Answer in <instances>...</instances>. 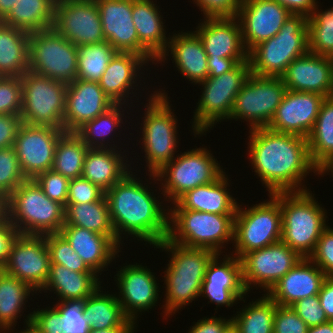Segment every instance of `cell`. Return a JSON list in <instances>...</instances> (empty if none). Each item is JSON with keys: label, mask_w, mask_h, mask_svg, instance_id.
I'll return each instance as SVG.
<instances>
[{"label": "cell", "mask_w": 333, "mask_h": 333, "mask_svg": "<svg viewBox=\"0 0 333 333\" xmlns=\"http://www.w3.org/2000/svg\"><path fill=\"white\" fill-rule=\"evenodd\" d=\"M249 131L248 158L268 195L309 190L302 180L310 172L317 175V167L310 158L306 138L267 127Z\"/></svg>", "instance_id": "cell-1"}, {"label": "cell", "mask_w": 333, "mask_h": 333, "mask_svg": "<svg viewBox=\"0 0 333 333\" xmlns=\"http://www.w3.org/2000/svg\"><path fill=\"white\" fill-rule=\"evenodd\" d=\"M136 175L128 172L105 192L110 218L121 245L122 235L127 234L126 238L132 235L155 247L168 237L169 208L164 209V201L159 202V196L156 199L154 191Z\"/></svg>", "instance_id": "cell-2"}, {"label": "cell", "mask_w": 333, "mask_h": 333, "mask_svg": "<svg viewBox=\"0 0 333 333\" xmlns=\"http://www.w3.org/2000/svg\"><path fill=\"white\" fill-rule=\"evenodd\" d=\"M154 248L168 251L171 255L164 271L165 305L164 318L189 305L200 297L206 269L215 252L206 248H190L174 244L167 238Z\"/></svg>", "instance_id": "cell-3"}, {"label": "cell", "mask_w": 333, "mask_h": 333, "mask_svg": "<svg viewBox=\"0 0 333 333\" xmlns=\"http://www.w3.org/2000/svg\"><path fill=\"white\" fill-rule=\"evenodd\" d=\"M311 192H280L281 241L303 258L312 255L322 231L328 226L327 210L317 203Z\"/></svg>", "instance_id": "cell-4"}, {"label": "cell", "mask_w": 333, "mask_h": 333, "mask_svg": "<svg viewBox=\"0 0 333 333\" xmlns=\"http://www.w3.org/2000/svg\"><path fill=\"white\" fill-rule=\"evenodd\" d=\"M7 219L23 235L60 233L65 207L48 198L34 179L21 183L6 199Z\"/></svg>", "instance_id": "cell-5"}, {"label": "cell", "mask_w": 333, "mask_h": 333, "mask_svg": "<svg viewBox=\"0 0 333 333\" xmlns=\"http://www.w3.org/2000/svg\"><path fill=\"white\" fill-rule=\"evenodd\" d=\"M309 52L308 17L291 14L279 32L248 52L254 75L281 77L289 64Z\"/></svg>", "instance_id": "cell-6"}, {"label": "cell", "mask_w": 333, "mask_h": 333, "mask_svg": "<svg viewBox=\"0 0 333 333\" xmlns=\"http://www.w3.org/2000/svg\"><path fill=\"white\" fill-rule=\"evenodd\" d=\"M159 90V91H158ZM154 91L145 103L142 130V145L148 174L155 175L175 158L178 147V123L166 90ZM164 91V92H163Z\"/></svg>", "instance_id": "cell-7"}, {"label": "cell", "mask_w": 333, "mask_h": 333, "mask_svg": "<svg viewBox=\"0 0 333 333\" xmlns=\"http://www.w3.org/2000/svg\"><path fill=\"white\" fill-rule=\"evenodd\" d=\"M235 215L195 210H169L167 239L174 244L190 248H206L221 255L224 244H228V241L234 242Z\"/></svg>", "instance_id": "cell-8"}, {"label": "cell", "mask_w": 333, "mask_h": 333, "mask_svg": "<svg viewBox=\"0 0 333 333\" xmlns=\"http://www.w3.org/2000/svg\"><path fill=\"white\" fill-rule=\"evenodd\" d=\"M269 198L248 208L238 205L234 218L235 251L231 255L241 259L248 252L281 241L280 193L270 194Z\"/></svg>", "instance_id": "cell-9"}, {"label": "cell", "mask_w": 333, "mask_h": 333, "mask_svg": "<svg viewBox=\"0 0 333 333\" xmlns=\"http://www.w3.org/2000/svg\"><path fill=\"white\" fill-rule=\"evenodd\" d=\"M210 152L204 147L190 149L176 155L155 175L148 174L154 183L160 181V194L166 195L165 201L170 200L173 204L189 190L214 182L224 172Z\"/></svg>", "instance_id": "cell-10"}, {"label": "cell", "mask_w": 333, "mask_h": 333, "mask_svg": "<svg viewBox=\"0 0 333 333\" xmlns=\"http://www.w3.org/2000/svg\"><path fill=\"white\" fill-rule=\"evenodd\" d=\"M250 73L249 61H244L231 71L218 77H208L199 84L203 90L192 118L195 137L205 134L214 125L216 126L217 122L227 121L235 98Z\"/></svg>", "instance_id": "cell-11"}, {"label": "cell", "mask_w": 333, "mask_h": 333, "mask_svg": "<svg viewBox=\"0 0 333 333\" xmlns=\"http://www.w3.org/2000/svg\"><path fill=\"white\" fill-rule=\"evenodd\" d=\"M23 124L64 129L67 84L28 70L21 76Z\"/></svg>", "instance_id": "cell-12"}, {"label": "cell", "mask_w": 333, "mask_h": 333, "mask_svg": "<svg viewBox=\"0 0 333 333\" xmlns=\"http://www.w3.org/2000/svg\"><path fill=\"white\" fill-rule=\"evenodd\" d=\"M29 70L69 84L77 78L78 46L53 27L30 33Z\"/></svg>", "instance_id": "cell-13"}, {"label": "cell", "mask_w": 333, "mask_h": 333, "mask_svg": "<svg viewBox=\"0 0 333 333\" xmlns=\"http://www.w3.org/2000/svg\"><path fill=\"white\" fill-rule=\"evenodd\" d=\"M287 88L281 77L250 73L238 92L228 120H245L251 129L266 128Z\"/></svg>", "instance_id": "cell-14"}, {"label": "cell", "mask_w": 333, "mask_h": 333, "mask_svg": "<svg viewBox=\"0 0 333 333\" xmlns=\"http://www.w3.org/2000/svg\"><path fill=\"white\" fill-rule=\"evenodd\" d=\"M302 258L282 241L246 253L240 259L246 292L257 286L268 292Z\"/></svg>", "instance_id": "cell-15"}, {"label": "cell", "mask_w": 333, "mask_h": 333, "mask_svg": "<svg viewBox=\"0 0 333 333\" xmlns=\"http://www.w3.org/2000/svg\"><path fill=\"white\" fill-rule=\"evenodd\" d=\"M52 27L76 46L106 41L95 0H55Z\"/></svg>", "instance_id": "cell-16"}, {"label": "cell", "mask_w": 333, "mask_h": 333, "mask_svg": "<svg viewBox=\"0 0 333 333\" xmlns=\"http://www.w3.org/2000/svg\"><path fill=\"white\" fill-rule=\"evenodd\" d=\"M50 269L45 235L19 234L13 242L4 272L27 283L37 294L44 287Z\"/></svg>", "instance_id": "cell-17"}, {"label": "cell", "mask_w": 333, "mask_h": 333, "mask_svg": "<svg viewBox=\"0 0 333 333\" xmlns=\"http://www.w3.org/2000/svg\"><path fill=\"white\" fill-rule=\"evenodd\" d=\"M64 129L21 124L14 149L26 179H35L52 168L55 149Z\"/></svg>", "instance_id": "cell-18"}, {"label": "cell", "mask_w": 333, "mask_h": 333, "mask_svg": "<svg viewBox=\"0 0 333 333\" xmlns=\"http://www.w3.org/2000/svg\"><path fill=\"white\" fill-rule=\"evenodd\" d=\"M291 14L275 0H241L236 17L246 51L274 37Z\"/></svg>", "instance_id": "cell-19"}, {"label": "cell", "mask_w": 333, "mask_h": 333, "mask_svg": "<svg viewBox=\"0 0 333 333\" xmlns=\"http://www.w3.org/2000/svg\"><path fill=\"white\" fill-rule=\"evenodd\" d=\"M126 265L116 271L115 281L119 292L117 299L121 304L125 316L135 325L137 322L138 312L148 311L159 301V283L155 274L146 266L141 264ZM122 296V297H121ZM138 314V315H137Z\"/></svg>", "instance_id": "cell-20"}, {"label": "cell", "mask_w": 333, "mask_h": 333, "mask_svg": "<svg viewBox=\"0 0 333 333\" xmlns=\"http://www.w3.org/2000/svg\"><path fill=\"white\" fill-rule=\"evenodd\" d=\"M102 23L105 40L118 52H132L148 62L156 60L139 44L132 21L133 0H95Z\"/></svg>", "instance_id": "cell-21"}, {"label": "cell", "mask_w": 333, "mask_h": 333, "mask_svg": "<svg viewBox=\"0 0 333 333\" xmlns=\"http://www.w3.org/2000/svg\"><path fill=\"white\" fill-rule=\"evenodd\" d=\"M325 98L318 93L286 90L267 128L307 139Z\"/></svg>", "instance_id": "cell-22"}, {"label": "cell", "mask_w": 333, "mask_h": 333, "mask_svg": "<svg viewBox=\"0 0 333 333\" xmlns=\"http://www.w3.org/2000/svg\"><path fill=\"white\" fill-rule=\"evenodd\" d=\"M114 104L98 82L76 78L67 84L64 131L76 132L86 122L104 113Z\"/></svg>", "instance_id": "cell-23"}, {"label": "cell", "mask_w": 333, "mask_h": 333, "mask_svg": "<svg viewBox=\"0 0 333 333\" xmlns=\"http://www.w3.org/2000/svg\"><path fill=\"white\" fill-rule=\"evenodd\" d=\"M287 90L333 96V57L312 54L292 61L281 76Z\"/></svg>", "instance_id": "cell-24"}, {"label": "cell", "mask_w": 333, "mask_h": 333, "mask_svg": "<svg viewBox=\"0 0 333 333\" xmlns=\"http://www.w3.org/2000/svg\"><path fill=\"white\" fill-rule=\"evenodd\" d=\"M196 29L208 58H248L237 17L204 18Z\"/></svg>", "instance_id": "cell-25"}, {"label": "cell", "mask_w": 333, "mask_h": 333, "mask_svg": "<svg viewBox=\"0 0 333 333\" xmlns=\"http://www.w3.org/2000/svg\"><path fill=\"white\" fill-rule=\"evenodd\" d=\"M326 274L309 258H302L266 292L280 306L319 294Z\"/></svg>", "instance_id": "cell-26"}, {"label": "cell", "mask_w": 333, "mask_h": 333, "mask_svg": "<svg viewBox=\"0 0 333 333\" xmlns=\"http://www.w3.org/2000/svg\"><path fill=\"white\" fill-rule=\"evenodd\" d=\"M60 234L97 275H101L100 272L107 268L116 256L119 257L121 246L114 236H105L73 225H63Z\"/></svg>", "instance_id": "cell-27"}, {"label": "cell", "mask_w": 333, "mask_h": 333, "mask_svg": "<svg viewBox=\"0 0 333 333\" xmlns=\"http://www.w3.org/2000/svg\"><path fill=\"white\" fill-rule=\"evenodd\" d=\"M147 64L149 62L139 54L117 52L102 74L101 80L98 82L99 86L115 104L128 106L129 98L132 97L129 95L134 94L133 90L136 89L134 87L138 86L137 81L143 74V72L140 73V70ZM131 89L132 92H130Z\"/></svg>", "instance_id": "cell-28"}, {"label": "cell", "mask_w": 333, "mask_h": 333, "mask_svg": "<svg viewBox=\"0 0 333 333\" xmlns=\"http://www.w3.org/2000/svg\"><path fill=\"white\" fill-rule=\"evenodd\" d=\"M169 44L166 52L156 63H164L166 56H172V61L181 72L182 77L200 84L208 78L207 54L204 50L200 37L193 31L174 33L169 35ZM169 50V51H168ZM160 61V62H159Z\"/></svg>", "instance_id": "cell-29"}, {"label": "cell", "mask_w": 333, "mask_h": 333, "mask_svg": "<svg viewBox=\"0 0 333 333\" xmlns=\"http://www.w3.org/2000/svg\"><path fill=\"white\" fill-rule=\"evenodd\" d=\"M228 176L223 172L214 182L183 194L169 210H195L215 214H236L239 203L230 195Z\"/></svg>", "instance_id": "cell-30"}, {"label": "cell", "mask_w": 333, "mask_h": 333, "mask_svg": "<svg viewBox=\"0 0 333 333\" xmlns=\"http://www.w3.org/2000/svg\"><path fill=\"white\" fill-rule=\"evenodd\" d=\"M125 152L128 150L121 152L114 148H89L85 155L81 177L106 192L133 168L129 165L130 161Z\"/></svg>", "instance_id": "cell-31"}, {"label": "cell", "mask_w": 333, "mask_h": 333, "mask_svg": "<svg viewBox=\"0 0 333 333\" xmlns=\"http://www.w3.org/2000/svg\"><path fill=\"white\" fill-rule=\"evenodd\" d=\"M153 0H133L132 21L136 28L139 44L158 60L167 49L169 37L163 18Z\"/></svg>", "instance_id": "cell-32"}, {"label": "cell", "mask_w": 333, "mask_h": 333, "mask_svg": "<svg viewBox=\"0 0 333 333\" xmlns=\"http://www.w3.org/2000/svg\"><path fill=\"white\" fill-rule=\"evenodd\" d=\"M99 279L95 272H76L50 263L48 279L40 291H53L58 301L85 299L101 285Z\"/></svg>", "instance_id": "cell-33"}, {"label": "cell", "mask_w": 333, "mask_h": 333, "mask_svg": "<svg viewBox=\"0 0 333 333\" xmlns=\"http://www.w3.org/2000/svg\"><path fill=\"white\" fill-rule=\"evenodd\" d=\"M29 36L0 21V76L21 77L29 70Z\"/></svg>", "instance_id": "cell-34"}, {"label": "cell", "mask_w": 333, "mask_h": 333, "mask_svg": "<svg viewBox=\"0 0 333 333\" xmlns=\"http://www.w3.org/2000/svg\"><path fill=\"white\" fill-rule=\"evenodd\" d=\"M101 288L103 287L100 285L90 296L84 299L83 311L90 329L136 327L125 316L117 295L108 294V291L104 294Z\"/></svg>", "instance_id": "cell-35"}, {"label": "cell", "mask_w": 333, "mask_h": 333, "mask_svg": "<svg viewBox=\"0 0 333 333\" xmlns=\"http://www.w3.org/2000/svg\"><path fill=\"white\" fill-rule=\"evenodd\" d=\"M34 291L27 283L0 269V332L13 331L19 316H23L27 298Z\"/></svg>", "instance_id": "cell-36"}, {"label": "cell", "mask_w": 333, "mask_h": 333, "mask_svg": "<svg viewBox=\"0 0 333 333\" xmlns=\"http://www.w3.org/2000/svg\"><path fill=\"white\" fill-rule=\"evenodd\" d=\"M55 0H18L2 21L28 33L50 29L54 22Z\"/></svg>", "instance_id": "cell-37"}, {"label": "cell", "mask_w": 333, "mask_h": 333, "mask_svg": "<svg viewBox=\"0 0 333 333\" xmlns=\"http://www.w3.org/2000/svg\"><path fill=\"white\" fill-rule=\"evenodd\" d=\"M64 225H73L117 239L105 195L98 201L66 204Z\"/></svg>", "instance_id": "cell-38"}, {"label": "cell", "mask_w": 333, "mask_h": 333, "mask_svg": "<svg viewBox=\"0 0 333 333\" xmlns=\"http://www.w3.org/2000/svg\"><path fill=\"white\" fill-rule=\"evenodd\" d=\"M122 108L123 104H114L110 109H108L104 113L100 114L93 120L86 122L75 133L89 148L120 149L117 147L118 143L116 144H110V143L114 140L113 139L114 134H117L115 132H117L119 128H123L121 125L122 124L124 125L123 119H125L124 118L125 110ZM109 136H111L112 139L111 137L109 138ZM109 140H111V142H109Z\"/></svg>", "instance_id": "cell-39"}, {"label": "cell", "mask_w": 333, "mask_h": 333, "mask_svg": "<svg viewBox=\"0 0 333 333\" xmlns=\"http://www.w3.org/2000/svg\"><path fill=\"white\" fill-rule=\"evenodd\" d=\"M307 143L310 158L317 168L333 157V96L322 102Z\"/></svg>", "instance_id": "cell-40"}, {"label": "cell", "mask_w": 333, "mask_h": 333, "mask_svg": "<svg viewBox=\"0 0 333 333\" xmlns=\"http://www.w3.org/2000/svg\"><path fill=\"white\" fill-rule=\"evenodd\" d=\"M88 149L75 132H64L57 142L51 169L69 180L81 177Z\"/></svg>", "instance_id": "cell-41"}, {"label": "cell", "mask_w": 333, "mask_h": 333, "mask_svg": "<svg viewBox=\"0 0 333 333\" xmlns=\"http://www.w3.org/2000/svg\"><path fill=\"white\" fill-rule=\"evenodd\" d=\"M277 303L267 294L232 316V322L239 333H273L274 317Z\"/></svg>", "instance_id": "cell-42"}, {"label": "cell", "mask_w": 333, "mask_h": 333, "mask_svg": "<svg viewBox=\"0 0 333 333\" xmlns=\"http://www.w3.org/2000/svg\"><path fill=\"white\" fill-rule=\"evenodd\" d=\"M118 51L107 41L78 46L77 78L99 82Z\"/></svg>", "instance_id": "cell-43"}, {"label": "cell", "mask_w": 333, "mask_h": 333, "mask_svg": "<svg viewBox=\"0 0 333 333\" xmlns=\"http://www.w3.org/2000/svg\"><path fill=\"white\" fill-rule=\"evenodd\" d=\"M318 7L308 17L309 52L333 57V7L325 11Z\"/></svg>", "instance_id": "cell-44"}, {"label": "cell", "mask_w": 333, "mask_h": 333, "mask_svg": "<svg viewBox=\"0 0 333 333\" xmlns=\"http://www.w3.org/2000/svg\"><path fill=\"white\" fill-rule=\"evenodd\" d=\"M216 254L209 262L202 285L244 286L242 281V264L236 256L225 255L223 262ZM221 261V262H220Z\"/></svg>", "instance_id": "cell-45"}, {"label": "cell", "mask_w": 333, "mask_h": 333, "mask_svg": "<svg viewBox=\"0 0 333 333\" xmlns=\"http://www.w3.org/2000/svg\"><path fill=\"white\" fill-rule=\"evenodd\" d=\"M45 240L49 250L50 263L65 266L76 272H94L60 233L46 234Z\"/></svg>", "instance_id": "cell-46"}, {"label": "cell", "mask_w": 333, "mask_h": 333, "mask_svg": "<svg viewBox=\"0 0 333 333\" xmlns=\"http://www.w3.org/2000/svg\"><path fill=\"white\" fill-rule=\"evenodd\" d=\"M26 180L14 146L0 149V195L7 199Z\"/></svg>", "instance_id": "cell-47"}, {"label": "cell", "mask_w": 333, "mask_h": 333, "mask_svg": "<svg viewBox=\"0 0 333 333\" xmlns=\"http://www.w3.org/2000/svg\"><path fill=\"white\" fill-rule=\"evenodd\" d=\"M53 305L60 313L63 333H88L90 325L84 315V299L56 301Z\"/></svg>", "instance_id": "cell-48"}, {"label": "cell", "mask_w": 333, "mask_h": 333, "mask_svg": "<svg viewBox=\"0 0 333 333\" xmlns=\"http://www.w3.org/2000/svg\"><path fill=\"white\" fill-rule=\"evenodd\" d=\"M21 109V77L0 76V114L20 115Z\"/></svg>", "instance_id": "cell-49"}, {"label": "cell", "mask_w": 333, "mask_h": 333, "mask_svg": "<svg viewBox=\"0 0 333 333\" xmlns=\"http://www.w3.org/2000/svg\"><path fill=\"white\" fill-rule=\"evenodd\" d=\"M24 321L25 328L34 333H63L60 313L55 307L49 306L41 310L37 308Z\"/></svg>", "instance_id": "cell-50"}, {"label": "cell", "mask_w": 333, "mask_h": 333, "mask_svg": "<svg viewBox=\"0 0 333 333\" xmlns=\"http://www.w3.org/2000/svg\"><path fill=\"white\" fill-rule=\"evenodd\" d=\"M44 194L53 201L66 206L69 179L50 169L40 173L35 179Z\"/></svg>", "instance_id": "cell-51"}, {"label": "cell", "mask_w": 333, "mask_h": 333, "mask_svg": "<svg viewBox=\"0 0 333 333\" xmlns=\"http://www.w3.org/2000/svg\"><path fill=\"white\" fill-rule=\"evenodd\" d=\"M246 294L244 286H217V285H202L200 296L208 298L209 303H216V307L226 306L232 307L237 302L244 301Z\"/></svg>", "instance_id": "cell-52"}, {"label": "cell", "mask_w": 333, "mask_h": 333, "mask_svg": "<svg viewBox=\"0 0 333 333\" xmlns=\"http://www.w3.org/2000/svg\"><path fill=\"white\" fill-rule=\"evenodd\" d=\"M105 192L82 177L70 179L66 204L90 203L100 200Z\"/></svg>", "instance_id": "cell-53"}, {"label": "cell", "mask_w": 333, "mask_h": 333, "mask_svg": "<svg viewBox=\"0 0 333 333\" xmlns=\"http://www.w3.org/2000/svg\"><path fill=\"white\" fill-rule=\"evenodd\" d=\"M309 259L315 263L326 276H333V228L327 226L317 241L316 248Z\"/></svg>", "instance_id": "cell-54"}, {"label": "cell", "mask_w": 333, "mask_h": 333, "mask_svg": "<svg viewBox=\"0 0 333 333\" xmlns=\"http://www.w3.org/2000/svg\"><path fill=\"white\" fill-rule=\"evenodd\" d=\"M291 307L308 327L318 326L329 321L320 305L318 295L297 300Z\"/></svg>", "instance_id": "cell-55"}, {"label": "cell", "mask_w": 333, "mask_h": 333, "mask_svg": "<svg viewBox=\"0 0 333 333\" xmlns=\"http://www.w3.org/2000/svg\"><path fill=\"white\" fill-rule=\"evenodd\" d=\"M308 328L291 306L277 305L273 333H307Z\"/></svg>", "instance_id": "cell-56"}, {"label": "cell", "mask_w": 333, "mask_h": 333, "mask_svg": "<svg viewBox=\"0 0 333 333\" xmlns=\"http://www.w3.org/2000/svg\"><path fill=\"white\" fill-rule=\"evenodd\" d=\"M204 18L236 17L241 0H192Z\"/></svg>", "instance_id": "cell-57"}, {"label": "cell", "mask_w": 333, "mask_h": 333, "mask_svg": "<svg viewBox=\"0 0 333 333\" xmlns=\"http://www.w3.org/2000/svg\"><path fill=\"white\" fill-rule=\"evenodd\" d=\"M21 124L20 115L0 114V149L14 146Z\"/></svg>", "instance_id": "cell-58"}, {"label": "cell", "mask_w": 333, "mask_h": 333, "mask_svg": "<svg viewBox=\"0 0 333 333\" xmlns=\"http://www.w3.org/2000/svg\"><path fill=\"white\" fill-rule=\"evenodd\" d=\"M19 234V231L9 222L7 217L0 222V269L7 262L12 244Z\"/></svg>", "instance_id": "cell-59"}, {"label": "cell", "mask_w": 333, "mask_h": 333, "mask_svg": "<svg viewBox=\"0 0 333 333\" xmlns=\"http://www.w3.org/2000/svg\"><path fill=\"white\" fill-rule=\"evenodd\" d=\"M193 323L188 333H222L232 323V319L213 316L204 317Z\"/></svg>", "instance_id": "cell-60"}, {"label": "cell", "mask_w": 333, "mask_h": 333, "mask_svg": "<svg viewBox=\"0 0 333 333\" xmlns=\"http://www.w3.org/2000/svg\"><path fill=\"white\" fill-rule=\"evenodd\" d=\"M248 61V58H207L208 77H218L223 73L234 69L240 62Z\"/></svg>", "instance_id": "cell-61"}, {"label": "cell", "mask_w": 333, "mask_h": 333, "mask_svg": "<svg viewBox=\"0 0 333 333\" xmlns=\"http://www.w3.org/2000/svg\"><path fill=\"white\" fill-rule=\"evenodd\" d=\"M318 297L326 317L333 321V276L324 279Z\"/></svg>", "instance_id": "cell-62"}, {"label": "cell", "mask_w": 333, "mask_h": 333, "mask_svg": "<svg viewBox=\"0 0 333 333\" xmlns=\"http://www.w3.org/2000/svg\"><path fill=\"white\" fill-rule=\"evenodd\" d=\"M292 14H302L309 17L317 6L316 0H275Z\"/></svg>", "instance_id": "cell-63"}, {"label": "cell", "mask_w": 333, "mask_h": 333, "mask_svg": "<svg viewBox=\"0 0 333 333\" xmlns=\"http://www.w3.org/2000/svg\"><path fill=\"white\" fill-rule=\"evenodd\" d=\"M135 327H112L106 329H90L88 333H134Z\"/></svg>", "instance_id": "cell-64"}, {"label": "cell", "mask_w": 333, "mask_h": 333, "mask_svg": "<svg viewBox=\"0 0 333 333\" xmlns=\"http://www.w3.org/2000/svg\"><path fill=\"white\" fill-rule=\"evenodd\" d=\"M18 0H0V21H3L11 12Z\"/></svg>", "instance_id": "cell-65"}, {"label": "cell", "mask_w": 333, "mask_h": 333, "mask_svg": "<svg viewBox=\"0 0 333 333\" xmlns=\"http://www.w3.org/2000/svg\"><path fill=\"white\" fill-rule=\"evenodd\" d=\"M307 333H333V321L309 327Z\"/></svg>", "instance_id": "cell-66"}, {"label": "cell", "mask_w": 333, "mask_h": 333, "mask_svg": "<svg viewBox=\"0 0 333 333\" xmlns=\"http://www.w3.org/2000/svg\"><path fill=\"white\" fill-rule=\"evenodd\" d=\"M327 172H331L333 177V157L327 159L317 168V175L324 176V174H326Z\"/></svg>", "instance_id": "cell-67"}, {"label": "cell", "mask_w": 333, "mask_h": 333, "mask_svg": "<svg viewBox=\"0 0 333 333\" xmlns=\"http://www.w3.org/2000/svg\"><path fill=\"white\" fill-rule=\"evenodd\" d=\"M7 217L6 199L0 195V222Z\"/></svg>", "instance_id": "cell-68"}, {"label": "cell", "mask_w": 333, "mask_h": 333, "mask_svg": "<svg viewBox=\"0 0 333 333\" xmlns=\"http://www.w3.org/2000/svg\"><path fill=\"white\" fill-rule=\"evenodd\" d=\"M222 333H239L233 322Z\"/></svg>", "instance_id": "cell-69"}, {"label": "cell", "mask_w": 333, "mask_h": 333, "mask_svg": "<svg viewBox=\"0 0 333 333\" xmlns=\"http://www.w3.org/2000/svg\"><path fill=\"white\" fill-rule=\"evenodd\" d=\"M14 333H17V332H14ZM19 333H34L32 332L29 328L28 329H23V331H19Z\"/></svg>", "instance_id": "cell-70"}]
</instances>
